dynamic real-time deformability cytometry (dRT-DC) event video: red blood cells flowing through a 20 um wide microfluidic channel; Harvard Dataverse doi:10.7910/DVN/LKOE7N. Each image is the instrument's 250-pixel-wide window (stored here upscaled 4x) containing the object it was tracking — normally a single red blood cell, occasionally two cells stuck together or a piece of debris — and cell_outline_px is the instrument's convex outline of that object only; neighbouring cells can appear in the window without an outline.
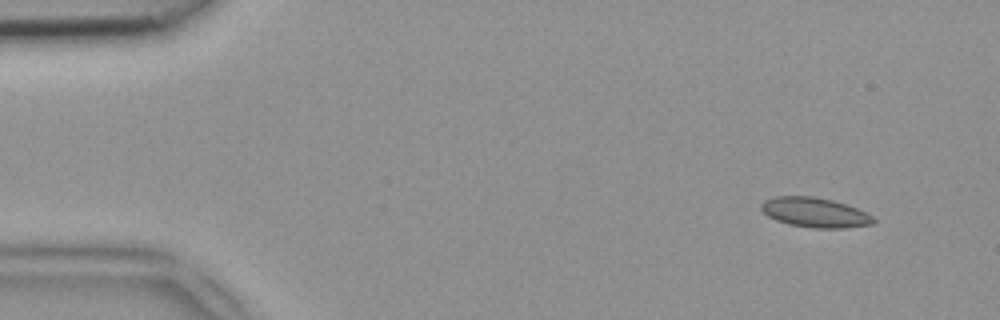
{"species": "common noctule bat (a hibernating species)", "species_latin": "Nyctalus noctula", "temperature_condition": "room temperature", "stored_images_in_passage": 10, "camera_frame_rate_fps": 3000, "um_per_image_px": 0.085, "animal": {"sex": "female", "body_mass_g": 18.4}, "frame": {"image": 1, "passage_image": 4, "time_ms": 1.0, "image_size_px": [1000, 320], "cell_outline_px": [[876, 220], [872, 224], [848, 228], [812, 228], [788, 224], [776, 220], [768, 216], [760, 208], [760, 204], [764, 200], [776, 196], [812, 196], [832, 200], [856, 208], [872, 216]], "centroid_in_image_um": [69.24, 18.06], "position_along_channel_um": 15.8, "area_um2": 19.42}}